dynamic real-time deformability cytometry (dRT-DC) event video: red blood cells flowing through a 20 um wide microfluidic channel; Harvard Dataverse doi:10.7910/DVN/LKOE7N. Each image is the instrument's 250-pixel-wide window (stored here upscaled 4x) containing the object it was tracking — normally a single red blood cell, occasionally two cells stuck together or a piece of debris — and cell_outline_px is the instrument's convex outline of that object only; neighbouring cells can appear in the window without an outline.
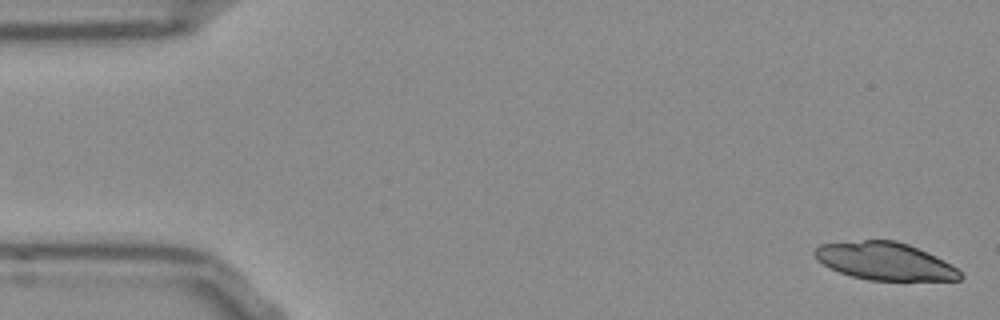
{"species": "Egyptian fruit bat (a non-hibernating species)", "species_latin": "Rousettus aegyptiacus", "temperature_condition": "room temperature", "stored_images_in_passage": 26, "camera_frame_rate_fps": 3000, "um_per_image_px": 0.085, "frame": {"image": 1, "passage_image": 1, "time_ms": 0.0, "image_size_px": [1000, 320], "cell_outline_px": [[964, 276], [960, 280], [868, 280], [852, 276], [840, 272], [816, 260], [812, 252], [820, 244], [864, 240], [896, 240], [908, 244], [936, 256], [944, 260], [956, 268]], "centroid_in_image_um": [75.21, 22.2], "position_along_channel_um": 9.8, "area_um2": 31.73}}